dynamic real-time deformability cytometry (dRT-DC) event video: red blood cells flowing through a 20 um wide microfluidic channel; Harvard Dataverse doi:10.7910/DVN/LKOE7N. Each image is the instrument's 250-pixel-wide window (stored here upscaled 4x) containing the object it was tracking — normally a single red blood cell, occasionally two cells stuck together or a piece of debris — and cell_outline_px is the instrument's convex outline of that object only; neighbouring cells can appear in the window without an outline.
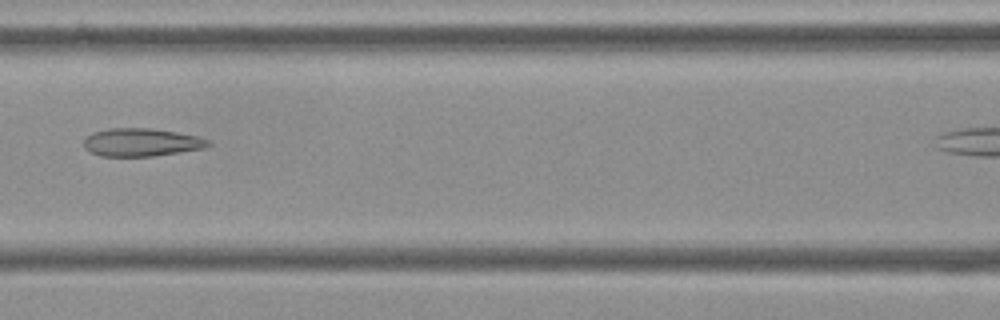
{"species": "Egyptian fruit bat (a non-hibernating species)", "species_latin": "Rousettus aegyptiacus", "temperature_condition": "cold", "stored_images_in_passage": 6, "camera_frame_rate_fps": 3000, "um_per_image_px": 0.085, "frame": {"image": 1, "passage_image": 6, "time_ms": 1.667, "image_size_px": [1000, 320], "cell_outline_px": [[212, 144], [204, 148], [152, 156], [100, 156], [84, 148], [84, 140], [92, 132], [108, 128], [152, 128], [176, 132], [196, 136], [208, 140]], "centroid_in_image_um": [11.99, 12.09], "position_along_channel_um": 154.6, "area_um2": 20.17}}